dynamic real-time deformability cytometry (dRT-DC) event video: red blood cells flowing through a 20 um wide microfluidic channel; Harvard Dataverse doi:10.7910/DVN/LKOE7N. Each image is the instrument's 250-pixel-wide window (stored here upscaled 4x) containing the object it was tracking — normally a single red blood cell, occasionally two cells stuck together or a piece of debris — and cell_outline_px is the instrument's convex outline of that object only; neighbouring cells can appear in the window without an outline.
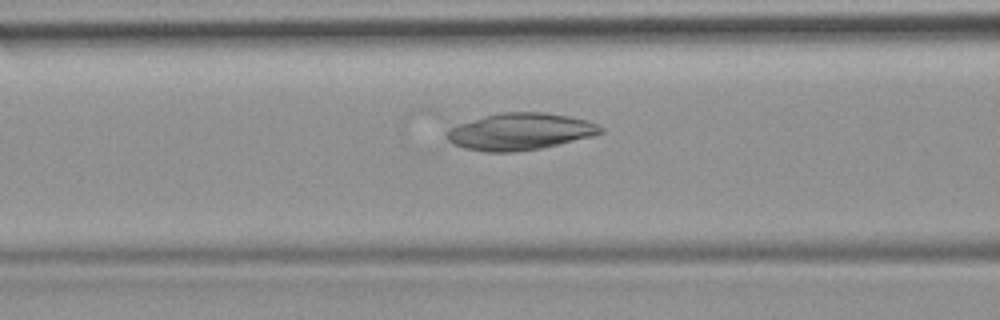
{"species": "common noctule bat (a hibernating species)", "species_latin": "Nyctalus noctula", "temperature_condition": "room temperature", "stored_images_in_passage": 50, "camera_frame_rate_fps": 3000, "um_per_image_px": 0.085, "animal": {"sex": "female", "body_mass_g": 19.9}, "frame": {"image": 1, "passage_image": 20, "time_ms": 6.333, "image_size_px": [1000, 320], "cell_outline_px": [[604, 132], [592, 136], [540, 148], [516, 152], [484, 152], [464, 148], [452, 144], [444, 136], [448, 128], [484, 116], [500, 112], [544, 112], [568, 116], [588, 120], [604, 128]], "centroid_in_image_um": [44.18, 11.18], "position_along_channel_um": 122.4, "area_um2": 33.06}}
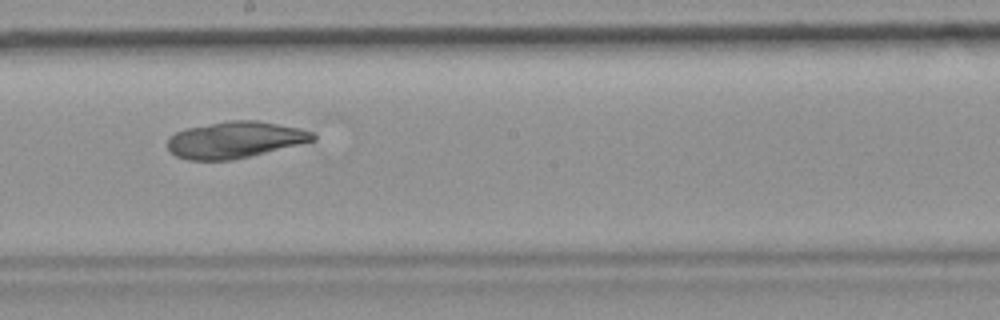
{"frame": {"image": 2, "passage_image": 28, "time_ms": 9.0, "image_size_px": [1000, 320], "cell_outline_px": [[316, 140], [252, 156], [232, 160], [188, 160], [176, 156], [168, 148], [168, 140], [176, 132], [188, 128], [232, 120], [256, 120], [300, 128], [312, 132], [316, 136]], "centroid_in_image_um": [20.01, 11.89], "position_along_channel_um": 228.2, "area_um2": 30.69}}
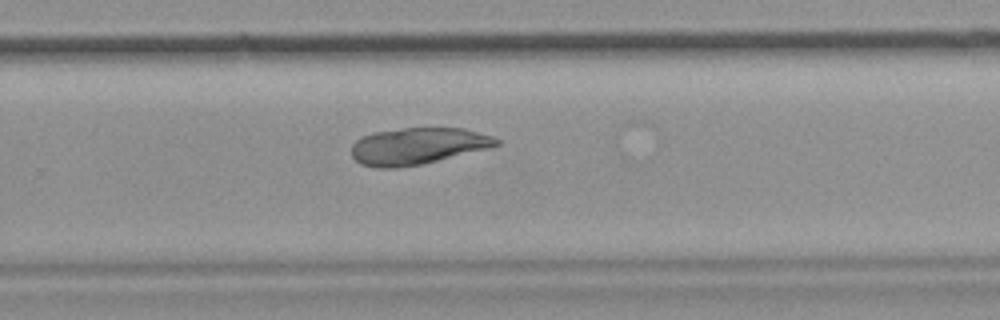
{"frame": {"image": 3, "passage_image": 33, "time_ms": 10.667, "image_size_px": [1000, 320], "cell_outline_px": [[500, 144], [488, 148], [424, 164], [400, 168], [376, 168], [360, 164], [352, 156], [352, 144], [360, 136], [372, 132], [400, 128], [464, 128], [492, 136], [500, 140]], "centroid_in_image_um": [35.47, 12.42], "position_along_channel_um": 294.3, "area_um2": 31.27}}